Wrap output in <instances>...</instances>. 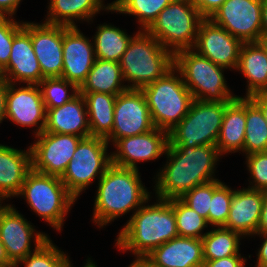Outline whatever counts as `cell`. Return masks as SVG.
Instances as JSON below:
<instances>
[{"mask_svg": "<svg viewBox=\"0 0 267 267\" xmlns=\"http://www.w3.org/2000/svg\"><path fill=\"white\" fill-rule=\"evenodd\" d=\"M93 222L103 228L118 217L137 211L150 201V192L142 184L139 169L111 164L98 181Z\"/></svg>", "mask_w": 267, "mask_h": 267, "instance_id": "obj_3", "label": "cell"}, {"mask_svg": "<svg viewBox=\"0 0 267 267\" xmlns=\"http://www.w3.org/2000/svg\"><path fill=\"white\" fill-rule=\"evenodd\" d=\"M178 73V74H177ZM154 127L170 132L188 113L192 93L173 67L163 77L141 88Z\"/></svg>", "mask_w": 267, "mask_h": 267, "instance_id": "obj_5", "label": "cell"}, {"mask_svg": "<svg viewBox=\"0 0 267 267\" xmlns=\"http://www.w3.org/2000/svg\"><path fill=\"white\" fill-rule=\"evenodd\" d=\"M154 128L149 107L141 89H127L117 95L113 129L106 138L108 143L114 144L118 139L141 135Z\"/></svg>", "mask_w": 267, "mask_h": 267, "instance_id": "obj_14", "label": "cell"}, {"mask_svg": "<svg viewBox=\"0 0 267 267\" xmlns=\"http://www.w3.org/2000/svg\"><path fill=\"white\" fill-rule=\"evenodd\" d=\"M246 167L252 180L248 188L253 190H267V151L246 155Z\"/></svg>", "mask_w": 267, "mask_h": 267, "instance_id": "obj_39", "label": "cell"}, {"mask_svg": "<svg viewBox=\"0 0 267 267\" xmlns=\"http://www.w3.org/2000/svg\"><path fill=\"white\" fill-rule=\"evenodd\" d=\"M167 161L157 171L155 196L162 200L181 198L186 192L214 180L221 158L216 145L198 147L167 146Z\"/></svg>", "mask_w": 267, "mask_h": 267, "instance_id": "obj_1", "label": "cell"}, {"mask_svg": "<svg viewBox=\"0 0 267 267\" xmlns=\"http://www.w3.org/2000/svg\"><path fill=\"white\" fill-rule=\"evenodd\" d=\"M230 102L193 100L187 115L168 132V146L216 145L226 106Z\"/></svg>", "mask_w": 267, "mask_h": 267, "instance_id": "obj_9", "label": "cell"}, {"mask_svg": "<svg viewBox=\"0 0 267 267\" xmlns=\"http://www.w3.org/2000/svg\"><path fill=\"white\" fill-rule=\"evenodd\" d=\"M226 0H192L200 15L209 19Z\"/></svg>", "mask_w": 267, "mask_h": 267, "instance_id": "obj_41", "label": "cell"}, {"mask_svg": "<svg viewBox=\"0 0 267 267\" xmlns=\"http://www.w3.org/2000/svg\"><path fill=\"white\" fill-rule=\"evenodd\" d=\"M124 83L119 62L95 59L86 80L79 87V92L119 95L128 89Z\"/></svg>", "mask_w": 267, "mask_h": 267, "instance_id": "obj_28", "label": "cell"}, {"mask_svg": "<svg viewBox=\"0 0 267 267\" xmlns=\"http://www.w3.org/2000/svg\"><path fill=\"white\" fill-rule=\"evenodd\" d=\"M262 41L267 46V37H264Z\"/></svg>", "mask_w": 267, "mask_h": 267, "instance_id": "obj_54", "label": "cell"}, {"mask_svg": "<svg viewBox=\"0 0 267 267\" xmlns=\"http://www.w3.org/2000/svg\"><path fill=\"white\" fill-rule=\"evenodd\" d=\"M234 190L220 180L213 181V194L208 212V225L224 227L229 215Z\"/></svg>", "mask_w": 267, "mask_h": 267, "instance_id": "obj_37", "label": "cell"}, {"mask_svg": "<svg viewBox=\"0 0 267 267\" xmlns=\"http://www.w3.org/2000/svg\"><path fill=\"white\" fill-rule=\"evenodd\" d=\"M126 31L111 24H100L92 41L95 58L120 62L132 38Z\"/></svg>", "mask_w": 267, "mask_h": 267, "instance_id": "obj_30", "label": "cell"}, {"mask_svg": "<svg viewBox=\"0 0 267 267\" xmlns=\"http://www.w3.org/2000/svg\"><path fill=\"white\" fill-rule=\"evenodd\" d=\"M22 0H0V17H14Z\"/></svg>", "mask_w": 267, "mask_h": 267, "instance_id": "obj_43", "label": "cell"}, {"mask_svg": "<svg viewBox=\"0 0 267 267\" xmlns=\"http://www.w3.org/2000/svg\"><path fill=\"white\" fill-rule=\"evenodd\" d=\"M78 26L63 25V71L61 77L78 87L86 80L93 67V41L83 35Z\"/></svg>", "mask_w": 267, "mask_h": 267, "instance_id": "obj_19", "label": "cell"}, {"mask_svg": "<svg viewBox=\"0 0 267 267\" xmlns=\"http://www.w3.org/2000/svg\"><path fill=\"white\" fill-rule=\"evenodd\" d=\"M20 196L25 199L31 211L59 232L62 231L64 218L77 200L60 177L42 174L33 169L26 174L17 198Z\"/></svg>", "mask_w": 267, "mask_h": 267, "instance_id": "obj_7", "label": "cell"}, {"mask_svg": "<svg viewBox=\"0 0 267 267\" xmlns=\"http://www.w3.org/2000/svg\"><path fill=\"white\" fill-rule=\"evenodd\" d=\"M263 203V191L249 188L235 189L224 228L243 238L257 233Z\"/></svg>", "mask_w": 267, "mask_h": 267, "instance_id": "obj_21", "label": "cell"}, {"mask_svg": "<svg viewBox=\"0 0 267 267\" xmlns=\"http://www.w3.org/2000/svg\"><path fill=\"white\" fill-rule=\"evenodd\" d=\"M7 82L6 119L21 127H36L34 136L40 135L46 124V109L38 85L27 84L16 88ZM38 126V127H37Z\"/></svg>", "mask_w": 267, "mask_h": 267, "instance_id": "obj_15", "label": "cell"}, {"mask_svg": "<svg viewBox=\"0 0 267 267\" xmlns=\"http://www.w3.org/2000/svg\"><path fill=\"white\" fill-rule=\"evenodd\" d=\"M43 132L90 137L84 96L79 93L60 107L46 109V124Z\"/></svg>", "mask_w": 267, "mask_h": 267, "instance_id": "obj_23", "label": "cell"}, {"mask_svg": "<svg viewBox=\"0 0 267 267\" xmlns=\"http://www.w3.org/2000/svg\"><path fill=\"white\" fill-rule=\"evenodd\" d=\"M145 258L154 267H203L202 239L178 236L154 248Z\"/></svg>", "mask_w": 267, "mask_h": 267, "instance_id": "obj_22", "label": "cell"}, {"mask_svg": "<svg viewBox=\"0 0 267 267\" xmlns=\"http://www.w3.org/2000/svg\"><path fill=\"white\" fill-rule=\"evenodd\" d=\"M43 78L61 77L63 71V25L24 22Z\"/></svg>", "mask_w": 267, "mask_h": 267, "instance_id": "obj_18", "label": "cell"}, {"mask_svg": "<svg viewBox=\"0 0 267 267\" xmlns=\"http://www.w3.org/2000/svg\"><path fill=\"white\" fill-rule=\"evenodd\" d=\"M174 67L181 73L183 82L193 99L203 102H231L237 97L227 86L224 71L192 48L174 54Z\"/></svg>", "mask_w": 267, "mask_h": 267, "instance_id": "obj_6", "label": "cell"}, {"mask_svg": "<svg viewBox=\"0 0 267 267\" xmlns=\"http://www.w3.org/2000/svg\"><path fill=\"white\" fill-rule=\"evenodd\" d=\"M249 98L261 109L267 122V93H257Z\"/></svg>", "mask_w": 267, "mask_h": 267, "instance_id": "obj_46", "label": "cell"}, {"mask_svg": "<svg viewBox=\"0 0 267 267\" xmlns=\"http://www.w3.org/2000/svg\"><path fill=\"white\" fill-rule=\"evenodd\" d=\"M119 63L126 87L141 89L174 67V54L147 31L138 30Z\"/></svg>", "mask_w": 267, "mask_h": 267, "instance_id": "obj_4", "label": "cell"}, {"mask_svg": "<svg viewBox=\"0 0 267 267\" xmlns=\"http://www.w3.org/2000/svg\"><path fill=\"white\" fill-rule=\"evenodd\" d=\"M173 0H115L111 2L112 12L133 15L137 18L140 30L146 31L159 13Z\"/></svg>", "mask_w": 267, "mask_h": 267, "instance_id": "obj_33", "label": "cell"}, {"mask_svg": "<svg viewBox=\"0 0 267 267\" xmlns=\"http://www.w3.org/2000/svg\"><path fill=\"white\" fill-rule=\"evenodd\" d=\"M257 233H267V190L263 191V203Z\"/></svg>", "mask_w": 267, "mask_h": 267, "instance_id": "obj_45", "label": "cell"}, {"mask_svg": "<svg viewBox=\"0 0 267 267\" xmlns=\"http://www.w3.org/2000/svg\"><path fill=\"white\" fill-rule=\"evenodd\" d=\"M267 151V122L261 109L246 97V128L242 153Z\"/></svg>", "mask_w": 267, "mask_h": 267, "instance_id": "obj_32", "label": "cell"}, {"mask_svg": "<svg viewBox=\"0 0 267 267\" xmlns=\"http://www.w3.org/2000/svg\"><path fill=\"white\" fill-rule=\"evenodd\" d=\"M109 143L105 138L90 136L83 138L73 154L72 159L60 177L68 191L78 196L88 189L94 179L103 176L111 165V154L107 152Z\"/></svg>", "mask_w": 267, "mask_h": 267, "instance_id": "obj_10", "label": "cell"}, {"mask_svg": "<svg viewBox=\"0 0 267 267\" xmlns=\"http://www.w3.org/2000/svg\"><path fill=\"white\" fill-rule=\"evenodd\" d=\"M246 128V97H237L227 106L216 142L220 155L243 151Z\"/></svg>", "mask_w": 267, "mask_h": 267, "instance_id": "obj_27", "label": "cell"}, {"mask_svg": "<svg viewBox=\"0 0 267 267\" xmlns=\"http://www.w3.org/2000/svg\"><path fill=\"white\" fill-rule=\"evenodd\" d=\"M30 145L32 169L46 175L61 177L83 139L70 134L42 132Z\"/></svg>", "mask_w": 267, "mask_h": 267, "instance_id": "obj_13", "label": "cell"}, {"mask_svg": "<svg viewBox=\"0 0 267 267\" xmlns=\"http://www.w3.org/2000/svg\"><path fill=\"white\" fill-rule=\"evenodd\" d=\"M19 150L0 144V197H17L26 174L32 169L31 148Z\"/></svg>", "mask_w": 267, "mask_h": 267, "instance_id": "obj_24", "label": "cell"}, {"mask_svg": "<svg viewBox=\"0 0 267 267\" xmlns=\"http://www.w3.org/2000/svg\"><path fill=\"white\" fill-rule=\"evenodd\" d=\"M178 236L202 239L203 229L208 227L207 220L191 209L180 198L172 199Z\"/></svg>", "mask_w": 267, "mask_h": 267, "instance_id": "obj_34", "label": "cell"}, {"mask_svg": "<svg viewBox=\"0 0 267 267\" xmlns=\"http://www.w3.org/2000/svg\"><path fill=\"white\" fill-rule=\"evenodd\" d=\"M203 19L192 0H173L146 31L175 54L194 47Z\"/></svg>", "mask_w": 267, "mask_h": 267, "instance_id": "obj_8", "label": "cell"}, {"mask_svg": "<svg viewBox=\"0 0 267 267\" xmlns=\"http://www.w3.org/2000/svg\"><path fill=\"white\" fill-rule=\"evenodd\" d=\"M144 203L133 212L116 238L119 250L145 257L154 248L178 237L172 199H156L154 204Z\"/></svg>", "mask_w": 267, "mask_h": 267, "instance_id": "obj_2", "label": "cell"}, {"mask_svg": "<svg viewBox=\"0 0 267 267\" xmlns=\"http://www.w3.org/2000/svg\"><path fill=\"white\" fill-rule=\"evenodd\" d=\"M242 42L210 19L200 22L192 48L200 55L226 69L237 68Z\"/></svg>", "mask_w": 267, "mask_h": 267, "instance_id": "obj_17", "label": "cell"}, {"mask_svg": "<svg viewBox=\"0 0 267 267\" xmlns=\"http://www.w3.org/2000/svg\"><path fill=\"white\" fill-rule=\"evenodd\" d=\"M0 267H15L8 259L3 243L0 240Z\"/></svg>", "mask_w": 267, "mask_h": 267, "instance_id": "obj_49", "label": "cell"}, {"mask_svg": "<svg viewBox=\"0 0 267 267\" xmlns=\"http://www.w3.org/2000/svg\"><path fill=\"white\" fill-rule=\"evenodd\" d=\"M2 203H3V199L0 197V209L3 207Z\"/></svg>", "mask_w": 267, "mask_h": 267, "instance_id": "obj_55", "label": "cell"}, {"mask_svg": "<svg viewBox=\"0 0 267 267\" xmlns=\"http://www.w3.org/2000/svg\"><path fill=\"white\" fill-rule=\"evenodd\" d=\"M267 37V0H262V40Z\"/></svg>", "mask_w": 267, "mask_h": 267, "instance_id": "obj_48", "label": "cell"}, {"mask_svg": "<svg viewBox=\"0 0 267 267\" xmlns=\"http://www.w3.org/2000/svg\"><path fill=\"white\" fill-rule=\"evenodd\" d=\"M168 143V132L156 127L141 135L118 139L113 144L116 151L109 153L111 164L138 170V162L156 160L165 154Z\"/></svg>", "mask_w": 267, "mask_h": 267, "instance_id": "obj_16", "label": "cell"}, {"mask_svg": "<svg viewBox=\"0 0 267 267\" xmlns=\"http://www.w3.org/2000/svg\"><path fill=\"white\" fill-rule=\"evenodd\" d=\"M128 267H154L145 257H136Z\"/></svg>", "mask_w": 267, "mask_h": 267, "instance_id": "obj_50", "label": "cell"}, {"mask_svg": "<svg viewBox=\"0 0 267 267\" xmlns=\"http://www.w3.org/2000/svg\"><path fill=\"white\" fill-rule=\"evenodd\" d=\"M16 210L11 204L0 209V240L14 266L50 238L46 233L36 231L35 226ZM32 240L34 249L31 248Z\"/></svg>", "mask_w": 267, "mask_h": 267, "instance_id": "obj_11", "label": "cell"}, {"mask_svg": "<svg viewBox=\"0 0 267 267\" xmlns=\"http://www.w3.org/2000/svg\"><path fill=\"white\" fill-rule=\"evenodd\" d=\"M104 0H50L46 19L48 24L78 26L75 20L93 22V17L101 10L110 12L112 4L105 5Z\"/></svg>", "mask_w": 267, "mask_h": 267, "instance_id": "obj_26", "label": "cell"}, {"mask_svg": "<svg viewBox=\"0 0 267 267\" xmlns=\"http://www.w3.org/2000/svg\"><path fill=\"white\" fill-rule=\"evenodd\" d=\"M69 256L59 250L48 238L36 251L23 258L15 267H65L69 262Z\"/></svg>", "mask_w": 267, "mask_h": 267, "instance_id": "obj_36", "label": "cell"}, {"mask_svg": "<svg viewBox=\"0 0 267 267\" xmlns=\"http://www.w3.org/2000/svg\"><path fill=\"white\" fill-rule=\"evenodd\" d=\"M13 17H0V67L8 65L15 34L23 27L24 22L15 21Z\"/></svg>", "mask_w": 267, "mask_h": 267, "instance_id": "obj_40", "label": "cell"}, {"mask_svg": "<svg viewBox=\"0 0 267 267\" xmlns=\"http://www.w3.org/2000/svg\"><path fill=\"white\" fill-rule=\"evenodd\" d=\"M246 258L241 255L229 256L212 261H205L203 267H245Z\"/></svg>", "mask_w": 267, "mask_h": 267, "instance_id": "obj_42", "label": "cell"}, {"mask_svg": "<svg viewBox=\"0 0 267 267\" xmlns=\"http://www.w3.org/2000/svg\"><path fill=\"white\" fill-rule=\"evenodd\" d=\"M38 86L45 109L60 107L79 94V87L62 77L44 78Z\"/></svg>", "mask_w": 267, "mask_h": 267, "instance_id": "obj_35", "label": "cell"}, {"mask_svg": "<svg viewBox=\"0 0 267 267\" xmlns=\"http://www.w3.org/2000/svg\"><path fill=\"white\" fill-rule=\"evenodd\" d=\"M85 98L91 136L107 138L113 129L117 95L79 92Z\"/></svg>", "mask_w": 267, "mask_h": 267, "instance_id": "obj_29", "label": "cell"}, {"mask_svg": "<svg viewBox=\"0 0 267 267\" xmlns=\"http://www.w3.org/2000/svg\"><path fill=\"white\" fill-rule=\"evenodd\" d=\"M6 91H7V81L0 83V123L6 120Z\"/></svg>", "mask_w": 267, "mask_h": 267, "instance_id": "obj_47", "label": "cell"}, {"mask_svg": "<svg viewBox=\"0 0 267 267\" xmlns=\"http://www.w3.org/2000/svg\"><path fill=\"white\" fill-rule=\"evenodd\" d=\"M259 237H262L261 247L258 249L256 267H267V233H256Z\"/></svg>", "mask_w": 267, "mask_h": 267, "instance_id": "obj_44", "label": "cell"}, {"mask_svg": "<svg viewBox=\"0 0 267 267\" xmlns=\"http://www.w3.org/2000/svg\"><path fill=\"white\" fill-rule=\"evenodd\" d=\"M86 262L88 263L87 264L88 267H97V265L95 264V262H93V260H91V258H89V257L86 260Z\"/></svg>", "mask_w": 267, "mask_h": 267, "instance_id": "obj_52", "label": "cell"}, {"mask_svg": "<svg viewBox=\"0 0 267 267\" xmlns=\"http://www.w3.org/2000/svg\"><path fill=\"white\" fill-rule=\"evenodd\" d=\"M6 82L3 69L0 67V83Z\"/></svg>", "mask_w": 267, "mask_h": 267, "instance_id": "obj_51", "label": "cell"}, {"mask_svg": "<svg viewBox=\"0 0 267 267\" xmlns=\"http://www.w3.org/2000/svg\"><path fill=\"white\" fill-rule=\"evenodd\" d=\"M209 19L242 43L262 41V0H226Z\"/></svg>", "mask_w": 267, "mask_h": 267, "instance_id": "obj_12", "label": "cell"}, {"mask_svg": "<svg viewBox=\"0 0 267 267\" xmlns=\"http://www.w3.org/2000/svg\"><path fill=\"white\" fill-rule=\"evenodd\" d=\"M236 71L247 79L244 97L267 93V46L263 41L242 44Z\"/></svg>", "mask_w": 267, "mask_h": 267, "instance_id": "obj_25", "label": "cell"}, {"mask_svg": "<svg viewBox=\"0 0 267 267\" xmlns=\"http://www.w3.org/2000/svg\"><path fill=\"white\" fill-rule=\"evenodd\" d=\"M241 235L224 227L213 228L202 238L203 258L212 261L234 255H241Z\"/></svg>", "mask_w": 267, "mask_h": 267, "instance_id": "obj_31", "label": "cell"}, {"mask_svg": "<svg viewBox=\"0 0 267 267\" xmlns=\"http://www.w3.org/2000/svg\"><path fill=\"white\" fill-rule=\"evenodd\" d=\"M87 264L88 263H85V265L83 267H87ZM65 267H73L72 264H71V261Z\"/></svg>", "mask_w": 267, "mask_h": 267, "instance_id": "obj_53", "label": "cell"}, {"mask_svg": "<svg viewBox=\"0 0 267 267\" xmlns=\"http://www.w3.org/2000/svg\"><path fill=\"white\" fill-rule=\"evenodd\" d=\"M3 71L8 83L38 85L44 79L30 33L24 27L14 36L8 65Z\"/></svg>", "mask_w": 267, "mask_h": 267, "instance_id": "obj_20", "label": "cell"}, {"mask_svg": "<svg viewBox=\"0 0 267 267\" xmlns=\"http://www.w3.org/2000/svg\"><path fill=\"white\" fill-rule=\"evenodd\" d=\"M213 194V181L195 186L186 192L180 199L208 223V212Z\"/></svg>", "mask_w": 267, "mask_h": 267, "instance_id": "obj_38", "label": "cell"}]
</instances>
